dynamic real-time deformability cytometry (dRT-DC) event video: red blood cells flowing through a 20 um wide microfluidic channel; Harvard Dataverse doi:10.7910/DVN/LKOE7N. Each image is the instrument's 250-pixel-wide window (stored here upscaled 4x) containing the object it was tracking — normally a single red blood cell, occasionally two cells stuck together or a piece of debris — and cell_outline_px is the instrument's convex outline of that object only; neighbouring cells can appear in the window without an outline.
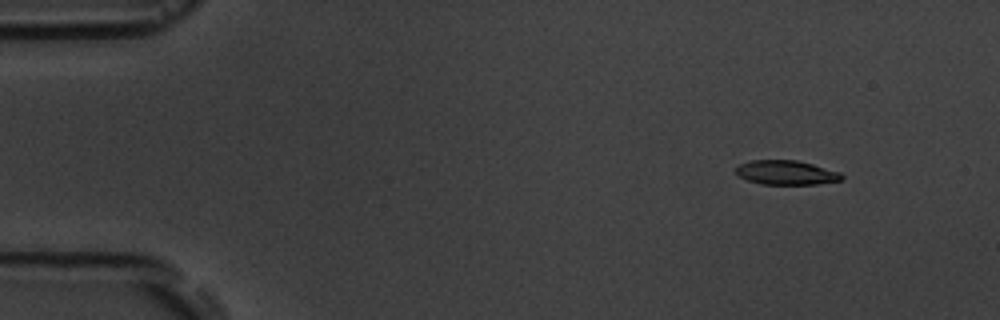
{"species": "common noctule bat (a hibernating species)", "species_latin": "Nyctalus noctula", "temperature_condition": "room temperature", "stored_images_in_passage": 5, "camera_frame_rate_fps": 3000, "um_per_image_px": 0.085, "animal": {"sex": "male", "body_mass_g": 19.5, "forearm_length_mm": 54.6}, "frame": {"image": 1, "passage_image": 2, "time_ms": 1.333, "image_size_px": [1000, 320], "cell_outline_px": [[844, 180], [816, 184], [760, 184], [748, 180], [740, 176], [736, 172], [736, 168], [740, 164], [752, 160], [796, 160], [812, 164], [840, 172], [844, 176]], "centroid_in_image_um": [66.86, 14.67], "position_along_channel_um": 18.1, "area_um2": 14.91}}
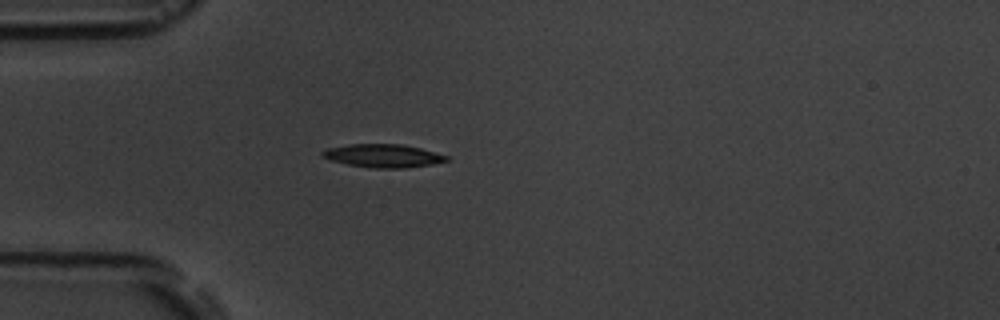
{"frame": {"image": 2, "passage_image": 5, "time_ms": 4.667, "image_size_px": [1000, 320], "cell_outline_px": [[448, 160], [432, 164], [404, 168], [372, 168], [348, 164], [332, 160], [320, 156], [320, 152], [328, 148], [348, 144], [404, 144], [420, 148], [448, 156]], "centroid_in_image_um": [32.54, 13.23], "position_along_channel_um": 52.5, "area_um2": 16.7}}